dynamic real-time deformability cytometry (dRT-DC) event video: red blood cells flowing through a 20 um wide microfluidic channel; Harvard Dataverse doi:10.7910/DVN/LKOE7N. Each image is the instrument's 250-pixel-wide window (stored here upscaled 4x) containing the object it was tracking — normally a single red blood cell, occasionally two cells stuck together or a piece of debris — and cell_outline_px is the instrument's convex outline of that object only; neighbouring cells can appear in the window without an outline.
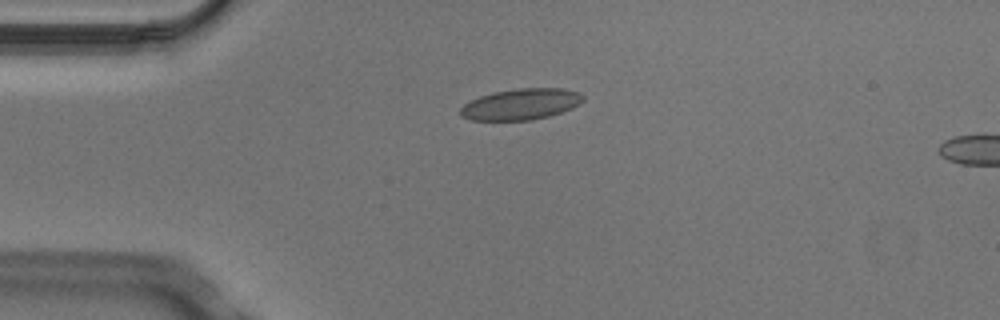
{"species": "Egyptian fruit bat (a non-hibernating species)", "species_latin": "Rousettus aegyptiacus", "temperature_condition": "cold", "stored_images_in_passage": 5, "camera_frame_rate_fps": 3000, "um_per_image_px": 0.085, "animal": {"sex": "male"}, "frame": {"image": 1, "passage_image": 4, "time_ms": 1.0, "image_size_px": [1000, 320], "cell_outline_px": [[584, 100], [580, 104], [572, 108], [548, 116], [532, 120], [472, 120], [460, 116], [460, 108], [464, 104], [480, 96], [492, 92], [520, 88], [564, 88], [580, 92], [584, 96]], "centroid_in_image_um": [44.3, 8.85], "position_along_channel_um": 40.7, "area_um2": 22.31}}